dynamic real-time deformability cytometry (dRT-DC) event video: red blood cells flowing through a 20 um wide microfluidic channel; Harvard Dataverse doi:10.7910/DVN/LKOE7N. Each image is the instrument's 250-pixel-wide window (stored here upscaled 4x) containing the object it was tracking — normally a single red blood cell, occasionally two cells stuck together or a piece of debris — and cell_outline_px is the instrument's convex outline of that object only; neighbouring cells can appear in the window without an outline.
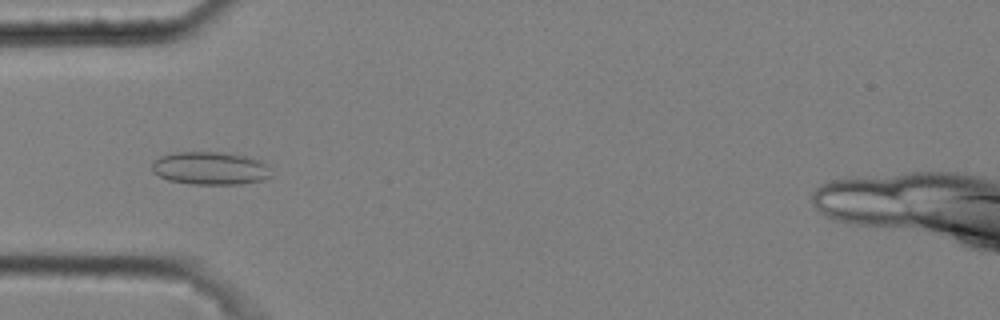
{"species": "common noctule bat (a hibernating species)", "species_latin": "Nyctalus noctula", "temperature_condition": "cold", "stored_images_in_passage": 7, "camera_frame_rate_fps": 3000, "um_per_image_px": 0.085, "animal": {"sex": "male", "body_mass_g": 20.4}, "frame": {"image": 1, "passage_image": 3, "time_ms": 0.667, "image_size_px": [1000, 320], "cell_outline_px": [[272, 176], [264, 180], [240, 184], [192, 184], [168, 180], [152, 172], [152, 160], [160, 156], [176, 152], [216, 152], [248, 156], [260, 160], [268, 168]], "centroid_in_image_um": [17.85, 14.3], "position_along_channel_um": 67.2, "area_um2": 22.95}}
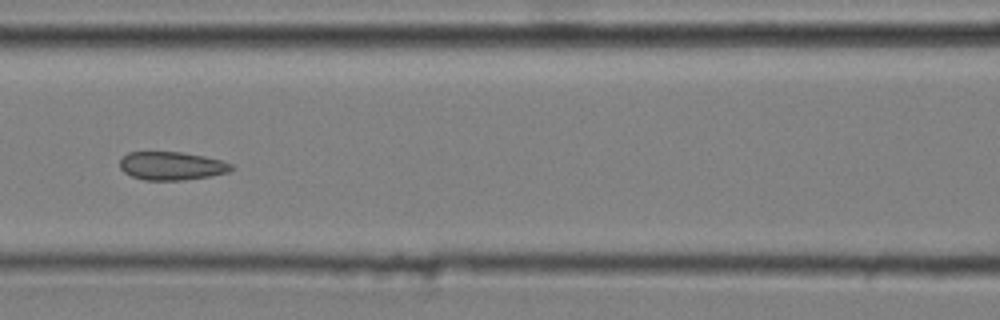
{"frame": {"image": 2, "passage_image": 5, "time_ms": 1.333, "image_size_px": [1000, 320], "cell_outline_px": [[236, 168], [228, 172], [208, 176], [184, 180], [144, 180], [132, 176], [124, 172], [120, 168], [120, 160], [128, 152], [180, 152], [204, 156], [220, 160], [232, 164]], "centroid_in_image_um": [14.59, 14.1], "position_along_channel_um": 152.0, "area_um2": 18.32}}
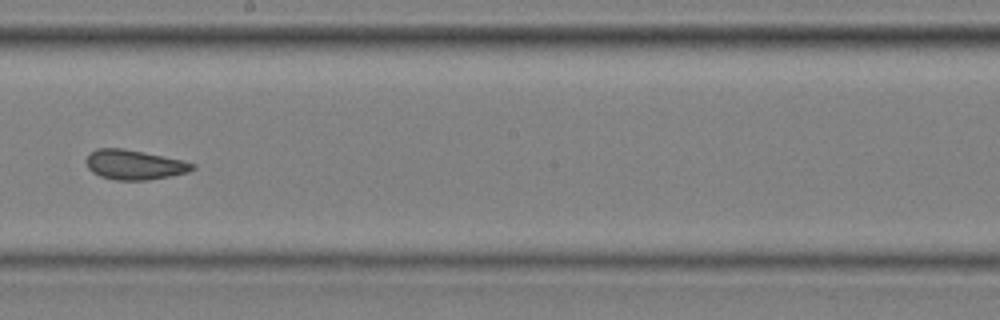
{"frame": {"image": 3, "passage_image": 7, "time_ms": 2.0, "image_size_px": [1000, 320], "cell_outline_px": [[196, 168], [188, 172], [148, 180], [116, 180], [100, 176], [92, 172], [88, 168], [84, 160], [96, 148], [124, 148], [184, 160], [196, 164]], "centroid_in_image_um": [11.42, 13.99], "position_along_channel_um": 236.8, "area_um2": 18.5}}